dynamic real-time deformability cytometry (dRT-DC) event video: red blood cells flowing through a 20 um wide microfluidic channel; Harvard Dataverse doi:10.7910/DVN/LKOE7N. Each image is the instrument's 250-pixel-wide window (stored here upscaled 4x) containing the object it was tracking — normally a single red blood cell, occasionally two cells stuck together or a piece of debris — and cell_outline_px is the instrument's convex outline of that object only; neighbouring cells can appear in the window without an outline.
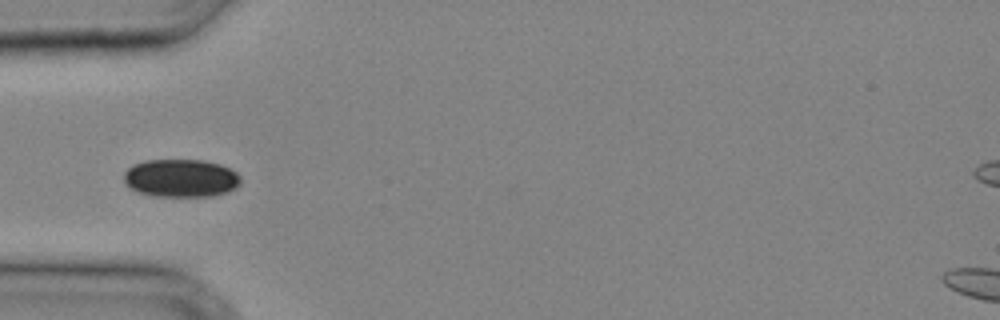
{"species": "common noctule bat (a hibernating species)", "species_latin": "Nyctalus noctula", "temperature_condition": "cold", "stored_images_in_passage": 28, "camera_frame_rate_fps": 3000, "um_per_image_px": 0.085, "animal": {"sex": "male", "body_mass_g": 20.4}, "frame": {"image": 1, "passage_image": 5, "time_ms": 1.333, "image_size_px": [1000, 320], "cell_outline_px": [[240, 184], [236, 188], [228, 192], [212, 196], [156, 196], [140, 192], [132, 188], [124, 180], [124, 172], [132, 164], [148, 160], [200, 160], [220, 164], [236, 172], [240, 176]], "centroid_in_image_um": [15.4, 15.14], "position_along_channel_um": 69.6, "area_um2": 25.72}}
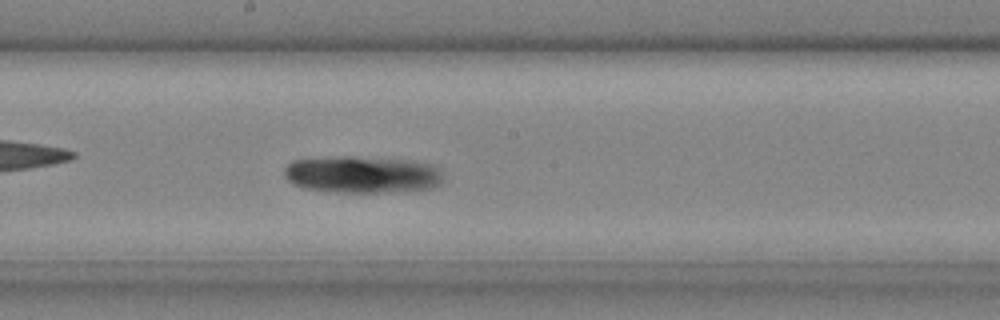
{"frame": {"image": 2, "passage_image": 13, "time_ms": 4.0, "image_size_px": [1000, 320], "cell_outline_px": [[444, 184], [436, 188], [416, 192], [336, 192], [304, 188], [292, 184], [284, 176], [284, 168], [292, 160], [340, 156], [352, 156], [408, 160], [432, 164], [440, 168], [444, 176]], "centroid_in_image_um": [30.9, 14.85], "position_along_channel_um": 217.3, "area_um2": 35.26}}